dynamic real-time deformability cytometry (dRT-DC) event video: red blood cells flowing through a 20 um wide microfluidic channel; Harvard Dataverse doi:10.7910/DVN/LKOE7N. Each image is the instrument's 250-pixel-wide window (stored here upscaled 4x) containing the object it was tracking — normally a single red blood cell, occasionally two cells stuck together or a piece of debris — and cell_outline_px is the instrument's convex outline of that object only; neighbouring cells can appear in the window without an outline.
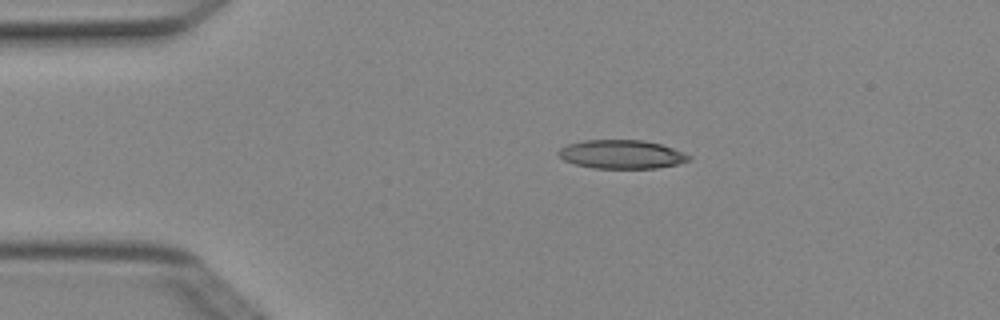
{"species": "Egyptian fruit bat (a non-hibernating species)", "species_latin": "Rousettus aegyptiacus", "temperature_condition": "cold", "stored_images_in_passage": 3, "camera_frame_rate_fps": 3000, "um_per_image_px": 0.085, "animal": {"sex": "female"}, "frame": {"image": 1, "passage_image": 2, "time_ms": 0.333, "image_size_px": [1000, 320], "cell_outline_px": [[692, 160], [680, 164], [656, 168], [592, 168], [576, 164], [564, 160], [556, 152], [560, 148], [568, 144], [584, 140], [644, 140], [660, 144], [672, 148], [692, 156]], "centroid_in_image_um": [52.86, 13.12], "position_along_channel_um": 32.1, "area_um2": 21.85}}